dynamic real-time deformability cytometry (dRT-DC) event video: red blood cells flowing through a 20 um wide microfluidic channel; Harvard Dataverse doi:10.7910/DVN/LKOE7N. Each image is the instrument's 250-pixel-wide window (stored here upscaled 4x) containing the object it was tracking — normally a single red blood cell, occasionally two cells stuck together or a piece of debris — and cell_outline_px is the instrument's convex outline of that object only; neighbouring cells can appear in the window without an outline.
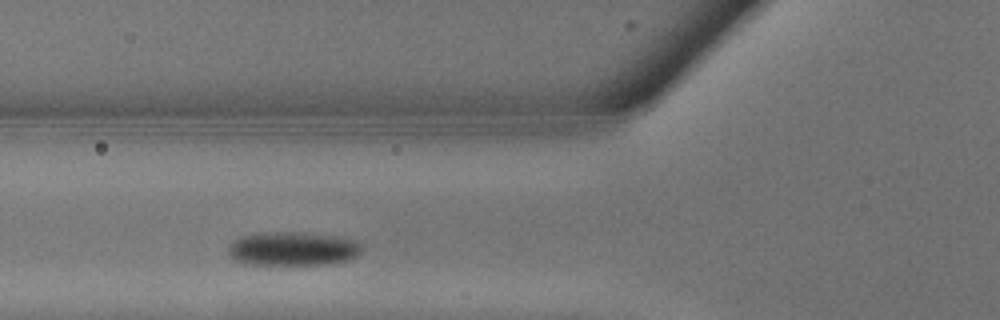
{"species": "common noctule bat (a hibernating species)", "species_latin": "Nyctalus noctula", "temperature_condition": "warm", "stored_images_in_passage": 7, "camera_frame_rate_fps": 3000, "um_per_image_px": 0.085, "animal": {"sex": "male", "body_mass_g": 13.3}, "frame": {"image": 1, "passage_image": 4, "time_ms": 1.0, "image_size_px": [1000, 320], "cell_outline_px": [[364, 244], [360, 252], [356, 256], [344, 260], [328, 264], [244, 264], [236, 260], [228, 252], [228, 248], [240, 236], [260, 232], [300, 232], [332, 236], [356, 240]], "centroid_in_image_um": [24.89, 21.13], "position_along_channel_um": 100.9, "area_um2": 26.13}}
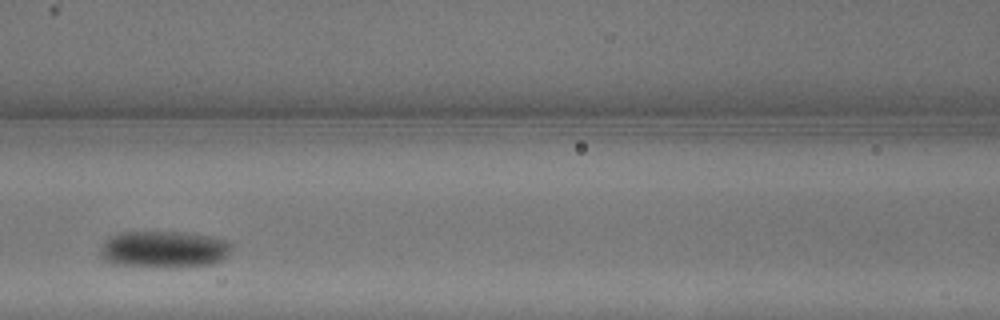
{"frame": {"image": 2, "passage_image": 6, "time_ms": 1.667, "image_size_px": [1000, 320], "cell_outline_px": [[232, 248], [224, 260], [212, 264], [180, 268], [168, 268], [112, 264], [104, 260], [104, 244], [112, 236], [120, 232], [180, 232], [208, 236], [224, 240], [232, 244]], "centroid_in_image_um": [14.02, 21.22], "position_along_channel_um": 152.6, "area_um2": 28.09}}